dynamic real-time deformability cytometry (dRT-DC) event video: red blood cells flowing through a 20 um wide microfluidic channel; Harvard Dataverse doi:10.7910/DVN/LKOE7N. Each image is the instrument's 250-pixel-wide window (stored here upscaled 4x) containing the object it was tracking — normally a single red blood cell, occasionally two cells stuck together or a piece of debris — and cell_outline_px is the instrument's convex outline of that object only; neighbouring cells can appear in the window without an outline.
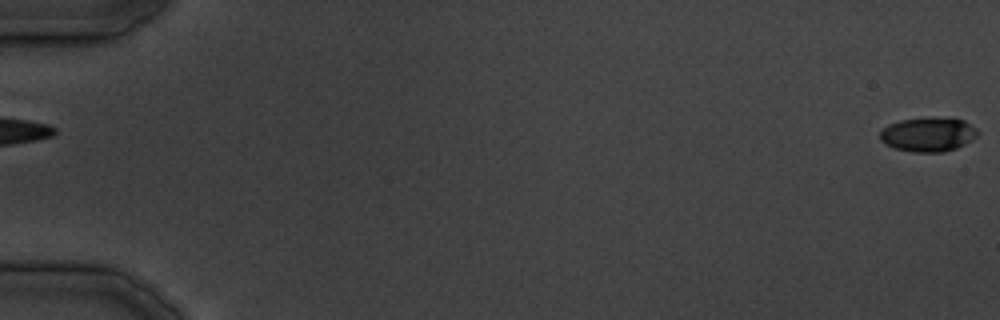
{"species": "common noctule bat (a hibernating species)", "species_latin": "Nyctalus noctula", "temperature_condition": "cold", "stored_images_in_passage": 30, "camera_frame_rate_fps": 3000, "um_per_image_px": 0.085, "animal": {"sex": "male", "body_mass_g": 19.5, "forearm_length_mm": 54.6}, "frame": {"image": 1, "passage_image": 1, "time_ms": 0.0, "image_size_px": [1000, 320], "cell_outline_px": [[980, 132], [976, 136], [964, 144], [956, 148], [944, 152], [912, 152], [896, 148], [884, 144], [880, 140], [880, 132], [888, 124], [900, 120], [928, 116], [932, 116], [964, 120], [976, 128]], "centroid_in_image_um": [78.88, 11.41], "position_along_channel_um": 6.1, "area_um2": 19.71}}
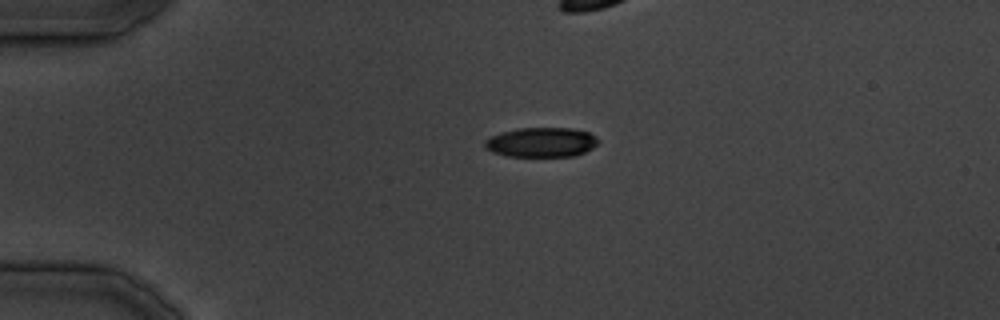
{"frame": {"image": 2, "passage_image": 10, "time_ms": 11.0, "image_size_px": [1000, 320], "cell_outline_px": [[600, 140], [592, 148], [584, 152], [572, 156], [508, 156], [492, 152], [484, 148], [484, 140], [488, 136], [500, 132], [516, 128], [572, 128], [588, 132], [596, 136]], "centroid_in_image_um": [45.97, 12.08], "position_along_channel_um": 39.0, "area_um2": 19.77}}